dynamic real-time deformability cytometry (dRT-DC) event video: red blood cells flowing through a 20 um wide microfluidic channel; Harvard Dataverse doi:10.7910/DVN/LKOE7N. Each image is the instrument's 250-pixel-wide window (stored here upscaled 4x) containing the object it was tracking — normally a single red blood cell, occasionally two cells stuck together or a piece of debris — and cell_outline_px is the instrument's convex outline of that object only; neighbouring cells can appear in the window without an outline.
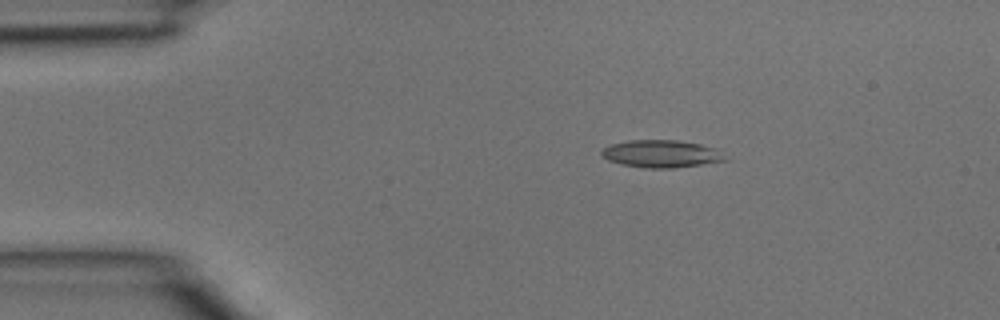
{"species": "common noctule bat (a hibernating species)", "species_latin": "Nyctalus noctula", "temperature_condition": "room temperature", "stored_images_in_passage": 3, "camera_frame_rate_fps": 3000, "um_per_image_px": 0.085, "animal": {"sex": "male", "body_mass_g": 15.6}, "frame": {"image": 1, "passage_image": 2, "time_ms": 0.333, "image_size_px": [1000, 320], "cell_outline_px": [[728, 160], [672, 168], [644, 168], [620, 164], [608, 160], [600, 156], [600, 152], [604, 148], [612, 144], [628, 140], [676, 140], [700, 144], [716, 148]], "centroid_in_image_um": [56.17, 13.07], "position_along_channel_um": 28.8, "area_um2": 19.71}}